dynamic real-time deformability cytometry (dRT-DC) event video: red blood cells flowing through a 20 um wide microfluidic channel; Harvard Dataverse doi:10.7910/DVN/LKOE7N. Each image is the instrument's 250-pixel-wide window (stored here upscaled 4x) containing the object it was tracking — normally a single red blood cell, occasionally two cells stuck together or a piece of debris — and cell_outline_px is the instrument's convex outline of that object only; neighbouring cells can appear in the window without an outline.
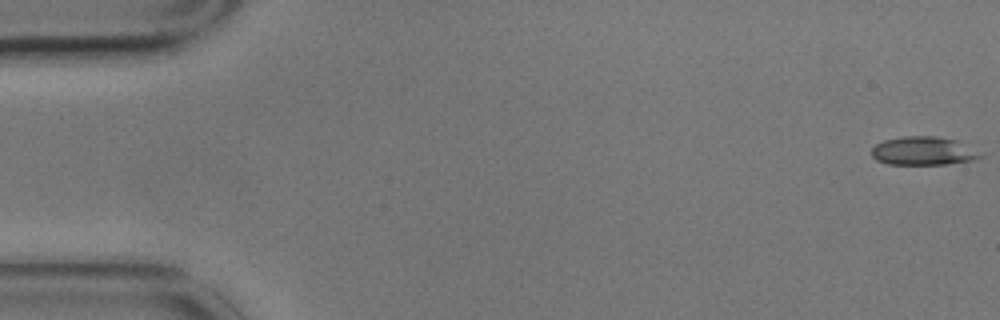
{"species": "common noctule bat (a hibernating species)", "species_latin": "Nyctalus noctula", "temperature_condition": "cold", "stored_images_in_passage": 3, "camera_frame_rate_fps": 3000, "um_per_image_px": 0.085, "animal": {"sex": "male", "body_mass_g": 17.9}, "frame": {"image": 1, "passage_image": 1, "time_ms": 0.0, "image_size_px": [1000, 320], "cell_outline_px": [[984, 156], [972, 160], [948, 164], [888, 164], [876, 160], [872, 156], [872, 148], [876, 144], [884, 140], [904, 136], [936, 136], [956, 140]], "centroid_in_image_um": [78.43, 12.83], "position_along_channel_um": 6.6, "area_um2": 17.8}}
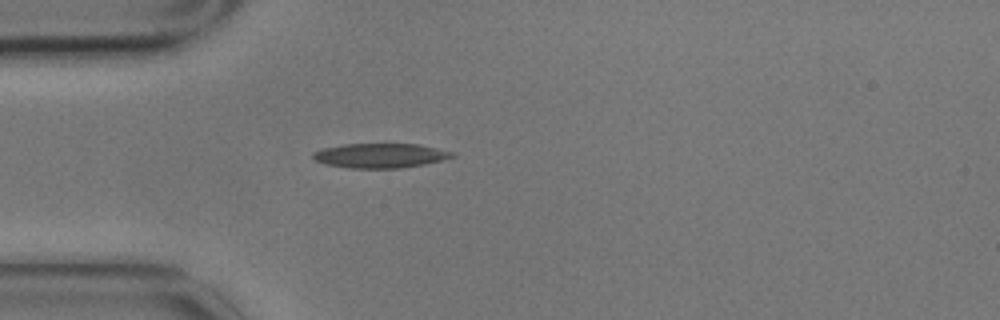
{"frame": {"image": 2, "passage_image": 3, "time_ms": 0.667, "image_size_px": [1000, 320], "cell_outline_px": [[456, 156], [424, 164], [400, 168], [348, 168], [324, 164], [316, 160], [312, 156], [312, 152], [320, 148], [344, 144], [420, 144], [456, 152]], "centroid_in_image_um": [32.31, 13.22], "position_along_channel_um": 52.7, "area_um2": 20.06}}